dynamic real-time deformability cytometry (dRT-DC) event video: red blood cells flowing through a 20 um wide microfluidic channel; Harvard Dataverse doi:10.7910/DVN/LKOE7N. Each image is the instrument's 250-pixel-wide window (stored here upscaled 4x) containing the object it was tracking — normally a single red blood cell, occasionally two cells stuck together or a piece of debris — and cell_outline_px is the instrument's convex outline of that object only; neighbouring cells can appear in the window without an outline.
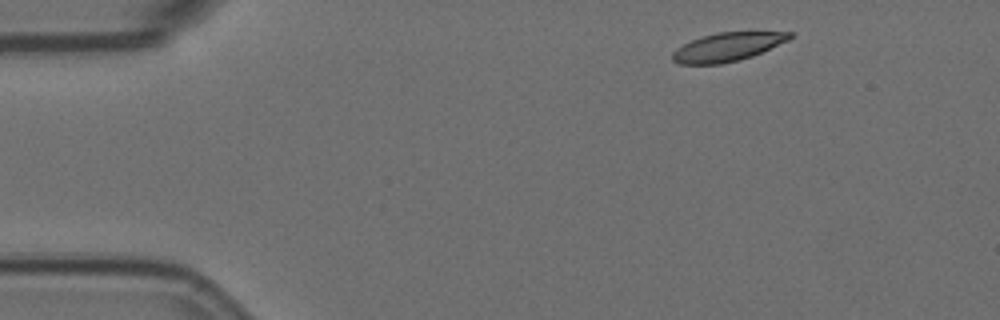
{"species": "Egyptian fruit bat (a non-hibernating species)", "species_latin": "Rousettus aegyptiacus", "temperature_condition": "room temperature", "stored_images_in_passage": 8, "camera_frame_rate_fps": 3000, "um_per_image_px": 0.085, "animal": {"sex": "female"}, "frame": {"image": 1, "passage_image": 1, "time_ms": 0.0, "image_size_px": [1000, 320], "cell_outline_px": [[792, 36], [788, 40], [752, 56], [740, 60], [720, 64], [680, 64], [672, 60], [672, 52], [676, 48], [700, 36], [716, 32], [792, 32]], "centroid_in_image_um": [61.79, 3.99], "position_along_channel_um": 23.2, "area_um2": 19.42}}
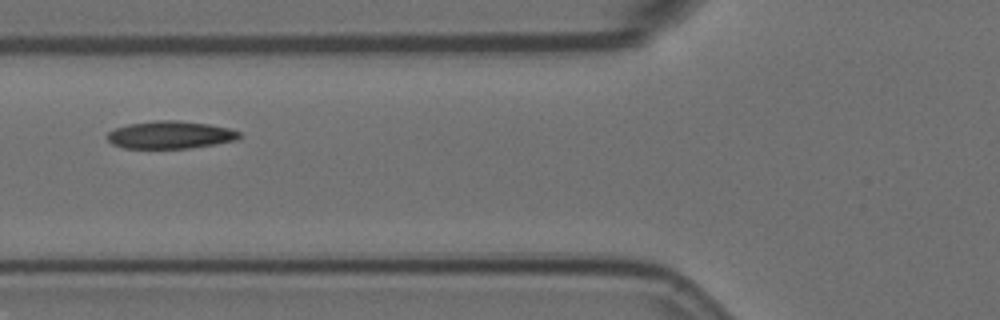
{"frame": {"image": 2, "passage_image": 5, "time_ms": 1.333, "image_size_px": [1000, 320], "cell_outline_px": [[240, 136], [236, 140], [188, 148], [124, 148], [112, 144], [108, 140], [108, 132], [116, 128], [128, 124], [156, 120], [176, 120], [208, 124], [228, 128], [240, 132]], "centroid_in_image_um": [14.44, 11.46], "position_along_channel_um": 111.4, "area_um2": 20.98}}
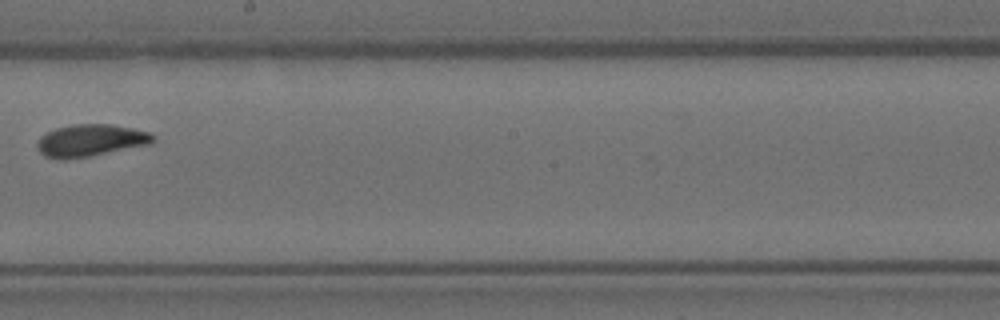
{"frame": {"image": 3, "passage_image": 8, "time_ms": 2.333, "image_size_px": [1000, 320], "cell_outline_px": [[156, 140], [148, 144], [92, 156], [64, 160], [60, 160], [44, 156], [40, 152], [36, 144], [40, 136], [56, 128], [76, 124], [108, 124], [132, 128], [148, 132], [156, 136]], "centroid_in_image_um": [7.68, 11.95], "position_along_channel_um": 240.5, "area_um2": 21.68}}